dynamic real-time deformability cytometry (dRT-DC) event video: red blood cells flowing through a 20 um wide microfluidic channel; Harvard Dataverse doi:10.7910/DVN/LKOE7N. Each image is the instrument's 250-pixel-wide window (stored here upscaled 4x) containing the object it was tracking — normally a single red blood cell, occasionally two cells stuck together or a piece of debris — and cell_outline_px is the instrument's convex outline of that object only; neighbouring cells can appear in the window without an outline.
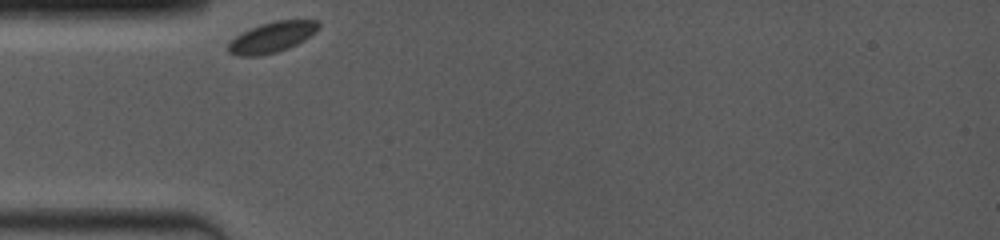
{"species": "common noctule bat (a hibernating species)", "species_latin": "Nyctalus noctula", "temperature_condition": "room temperature", "stored_images_in_passage": 23, "camera_frame_rate_fps": 4000, "um_per_image_px": 0.085, "animal": {"sex": "female", "body_mass_g": 19.0, "forearm_length_mm": 53.3}, "frame": {"image": 1, "passage_image": 1, "time_ms": 0.0, "image_size_px": [1000, 240], "cell_outline_px": [[320, 28], [316, 32], [304, 40], [288, 48], [276, 52], [256, 56], [236, 56], [228, 52], [228, 44], [236, 36], [260, 24], [276, 20], [320, 20]], "centroid_in_image_um": [23.15, 3.16], "position_along_channel_um": 61.8, "area_um2": 16.01}}
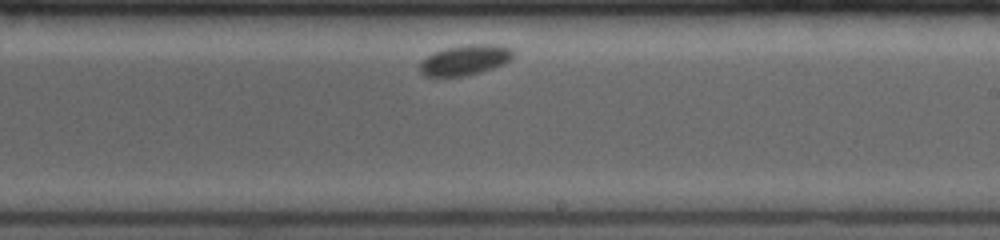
{"frame": {"image": 2, "passage_image": 14, "time_ms": 5.5, "image_size_px": [1000, 240], "cell_outline_px": [[516, 52], [504, 64], [468, 76], [424, 76], [420, 72], [420, 64], [432, 52], [444, 48], [468, 44], [500, 44], [512, 48]], "centroid_in_image_um": [39.56, 5.08], "position_along_channel_um": 249.4, "area_um2": 16.59}}
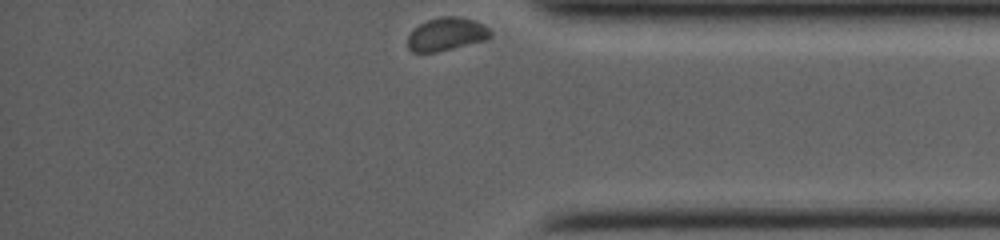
{"frame": {"image": 3, "passage_image": 23, "time_ms": 9.75, "image_size_px": [1000, 240], "cell_outline_px": [[492, 36], [488, 40], [436, 52], [412, 52], [408, 48], [408, 36], [420, 24], [428, 20], [440, 16], [456, 16], [476, 20], [484, 24], [492, 32]], "centroid_in_image_um": [38.01, 2.9], "position_along_channel_um": 397.2, "area_um2": 16.07}, "authors_computed_cell_mechanics": {"area_um2": 16.0106, "velocity_mm_per_s": 3.4535, "shape_relaxation_time_tau1_ms": 0.8744, "shape_relaxation_time_tau2_ms": null, "deformation_change_tau1": 0.0212, "deformation_change_tau2": null}}